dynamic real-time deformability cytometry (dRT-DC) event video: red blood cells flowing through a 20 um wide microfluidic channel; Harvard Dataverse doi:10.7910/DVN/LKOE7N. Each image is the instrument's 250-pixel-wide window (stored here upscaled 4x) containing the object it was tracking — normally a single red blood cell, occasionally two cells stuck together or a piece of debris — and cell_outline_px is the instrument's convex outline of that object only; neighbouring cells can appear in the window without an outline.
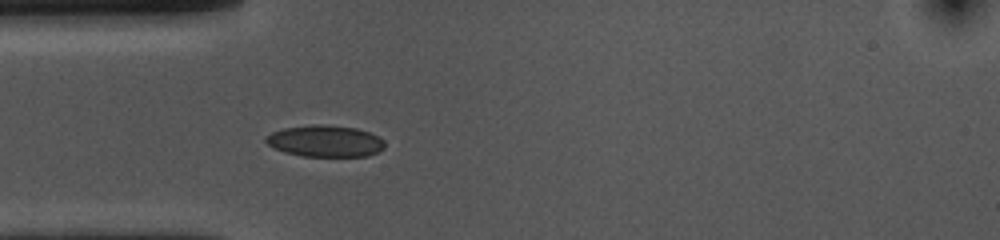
{"species": "common noctule bat (a hibernating species)", "species_latin": "Nyctalus noctula", "temperature_condition": "cold", "stored_images_in_passage": 23, "camera_frame_rate_fps": 3000, "um_per_image_px": 0.085, "animal": {"sex": "female", "body_mass_g": 10.0, "forearm_length_mm": 53.1}, "frame": {"image": 1, "passage_image": 6, "time_ms": 1.667, "image_size_px": [1000, 240], "cell_outline_px": [[384, 148], [368, 156], [304, 156], [284, 152], [268, 144], [264, 140], [264, 136], [272, 132], [284, 128], [312, 124], [324, 124], [356, 128], [368, 132], [384, 140]], "centroid_in_image_um": [27.62, 11.98], "position_along_channel_um": 57.4, "area_um2": 21.79}}
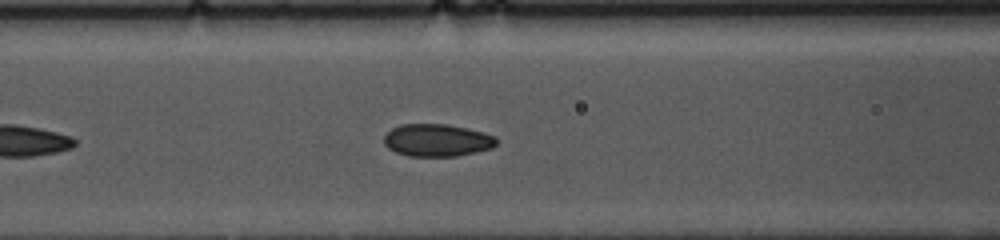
{"frame": {"image": 2, "passage_image": 12, "time_ms": 3.667, "image_size_px": [1000, 240], "cell_outline_px": [[496, 144], [492, 148], [476, 152], [456, 156], [408, 156], [396, 152], [388, 148], [384, 144], [384, 136], [392, 128], [400, 124], [444, 124], [484, 132], [496, 136]], "centroid_in_image_um": [37.14, 11.92], "position_along_channel_um": 129.5, "area_um2": 21.21}}
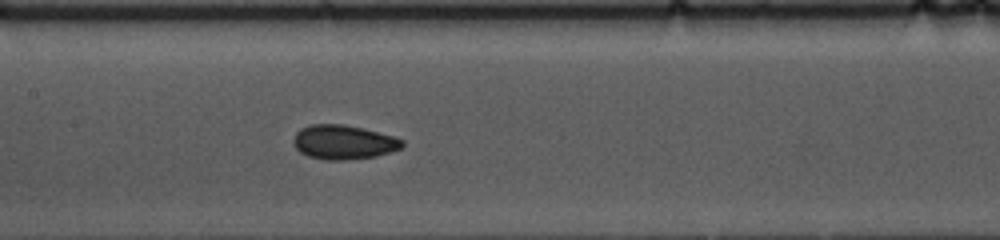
{"frame": {"image": 3, "passage_image": 16, "time_ms": 5.0, "image_size_px": [1000, 240], "cell_outline_px": [[404, 144], [400, 148], [376, 156], [344, 160], [328, 160], [308, 156], [300, 152], [296, 148], [292, 140], [296, 132], [300, 128], [312, 124], [344, 124], [364, 128], [396, 136], [404, 140]], "centroid_in_image_um": [29.2, 12.07], "position_along_channel_um": 178.2, "area_um2": 21.85}}